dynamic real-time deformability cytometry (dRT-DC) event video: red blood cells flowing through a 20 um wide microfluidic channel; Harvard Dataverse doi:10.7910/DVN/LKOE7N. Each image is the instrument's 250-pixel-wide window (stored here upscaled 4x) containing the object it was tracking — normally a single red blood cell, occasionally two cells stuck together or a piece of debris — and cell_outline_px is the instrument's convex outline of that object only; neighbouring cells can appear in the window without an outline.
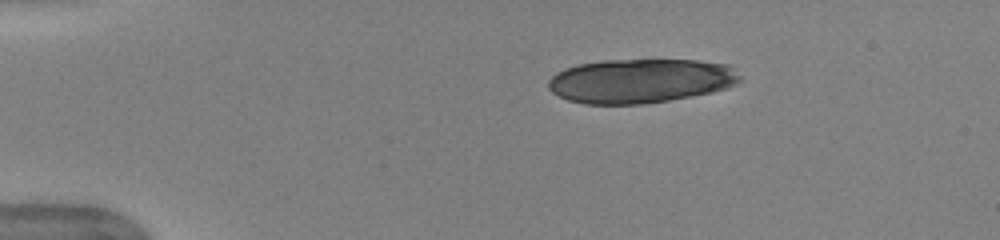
{"species": "human", "species_latin": "Homo sapiens", "temperature_condition": "warm", "stored_images_in_passage": 11, "camera_frame_rate_fps": 3000, "um_per_image_px": 0.085, "donor": {"sex": "female"}, "frame": {"image": 1, "passage_image": 1, "time_ms": 0.0, "image_size_px": [1000, 240], "cell_outline_px": [[740, 80], [736, 84], [728, 88], [712, 92], [668, 100], [640, 104], [584, 104], [568, 100], [552, 92], [548, 88], [548, 80], [552, 76], [564, 68], [576, 64], [604, 60], [696, 60], [728, 64], [740, 76]], "centroid_in_image_um": [54.42, 6.87], "position_along_channel_um": 30.6, "area_um2": 49.42}}